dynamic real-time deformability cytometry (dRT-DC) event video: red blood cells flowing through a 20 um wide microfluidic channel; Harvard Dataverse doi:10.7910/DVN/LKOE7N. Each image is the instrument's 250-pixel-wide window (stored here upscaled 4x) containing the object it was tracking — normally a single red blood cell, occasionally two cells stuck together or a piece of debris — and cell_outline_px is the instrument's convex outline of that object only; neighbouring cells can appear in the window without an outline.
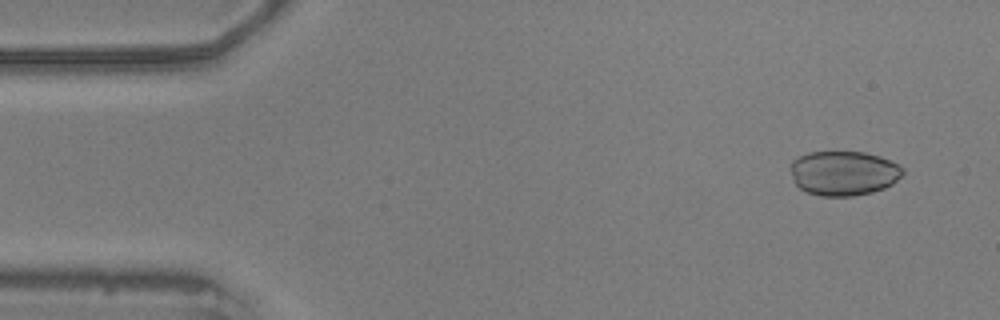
{"species": "common noctule bat (a hibernating species)", "species_latin": "Nyctalus noctula", "temperature_condition": "warm", "stored_images_in_passage": 57, "camera_frame_rate_fps": 3000, "um_per_image_px": 0.085, "animal": {"sex": "male", "body_mass_g": 20.5, "forearm_length_mm": 52.5}, "frame": {"image": 1, "passage_image": 4, "time_ms": 1.0, "image_size_px": [1000, 320], "cell_outline_px": [[904, 172], [892, 184], [884, 188], [872, 192], [852, 196], [820, 196], [808, 192], [800, 188], [796, 184], [788, 168], [792, 160], [808, 152], [864, 152], [880, 156], [904, 168]], "centroid_in_image_um": [71.68, 14.71], "position_along_channel_um": 13.3, "area_um2": 29.19}}
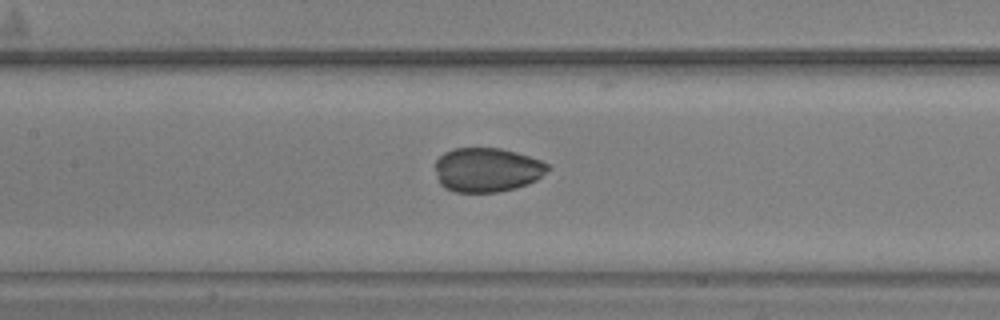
{"frame": {"image": 2, "passage_image": 25, "time_ms": 8.0, "image_size_px": [1000, 320], "cell_outline_px": [[552, 168], [536, 180], [528, 184], [516, 188], [496, 192], [456, 192], [444, 188], [440, 184], [436, 176], [436, 160], [444, 152], [452, 148], [500, 148], [516, 152], [540, 160], [548, 164]], "centroid_in_image_um": [41.4, 14.43], "position_along_channel_um": 166.0, "area_um2": 29.19}}
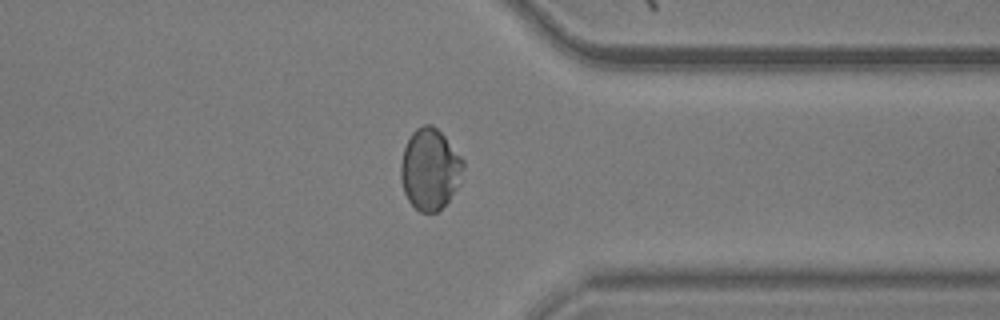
{"frame": {"image": 3, "passage_image": 43, "time_ms": 14.0, "image_size_px": [1000, 320], "cell_outline_px": [[464, 168], [460, 184], [448, 200], [436, 212], [420, 212], [408, 200], [404, 192], [400, 180], [400, 164], [404, 148], [412, 132], [416, 128], [424, 124], [432, 124], [444, 136], [464, 160]], "centroid_in_image_um": [36.54, 14.37], "position_along_channel_um": 374.9, "area_um2": 29.54}, "authors_computed_cell_mechanics": {"area_um2": 29.8248, "velocity_mm_per_s": 3.5822, "shape_relaxation_time_tau1_ms": 8.6931, "shape_relaxation_time_tau2_ms": null, "deformation_change_tau1": 0.1565, "deformation_change_tau2": null}}